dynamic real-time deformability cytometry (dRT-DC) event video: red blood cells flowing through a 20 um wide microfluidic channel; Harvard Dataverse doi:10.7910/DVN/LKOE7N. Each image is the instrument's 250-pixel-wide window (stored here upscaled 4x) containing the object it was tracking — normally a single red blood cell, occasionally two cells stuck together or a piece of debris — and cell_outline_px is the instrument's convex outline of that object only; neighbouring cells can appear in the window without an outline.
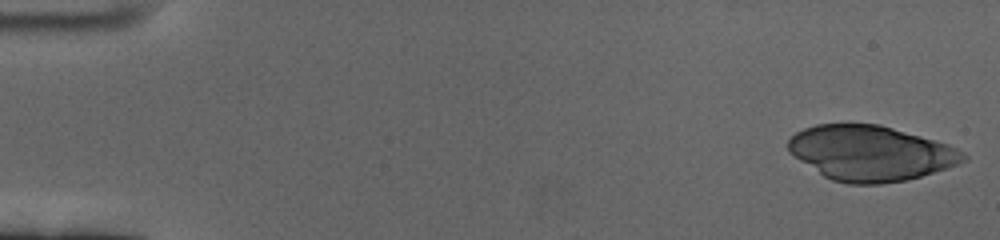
{"species": "human", "species_latin": "Homo sapiens", "temperature_condition": "cold", "stored_images_in_passage": 57, "camera_frame_rate_fps": 3000, "um_per_image_px": 0.085, "donor": {"sex": "female"}, "frame": {"image": 1, "passage_image": 1, "time_ms": 0.0, "image_size_px": [1000, 240], "cell_outline_px": [[968, 160], [920, 176], [904, 180], [880, 184], [848, 184], [832, 180], [824, 176], [788, 152], [788, 140], [796, 132], [804, 128], [816, 124], [880, 124], [936, 140], [948, 144], [964, 152], [968, 156]], "centroid_in_image_um": [73.99, 13.01], "position_along_channel_um": 11.0, "area_um2": 56.01}}